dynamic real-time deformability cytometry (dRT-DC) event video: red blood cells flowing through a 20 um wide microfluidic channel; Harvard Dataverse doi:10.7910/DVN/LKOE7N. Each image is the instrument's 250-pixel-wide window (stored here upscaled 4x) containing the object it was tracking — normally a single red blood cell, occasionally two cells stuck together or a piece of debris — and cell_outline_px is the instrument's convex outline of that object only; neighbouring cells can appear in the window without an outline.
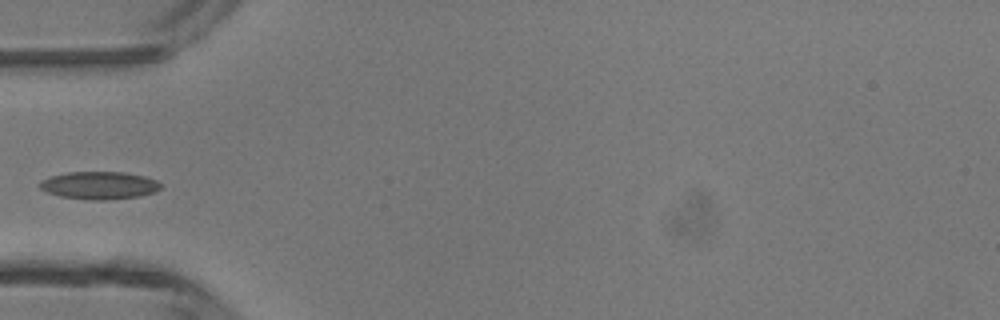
{"species": "common noctule bat (a hibernating species)", "species_latin": "Nyctalus noctula", "temperature_condition": "room temperature", "stored_images_in_passage": 4, "camera_frame_rate_fps": 3000, "um_per_image_px": 0.085, "animal": {"sex": "male", "body_mass_g": 13.3}, "frame": {"image": 1, "passage_image": 4, "time_ms": 3.667, "image_size_px": [1000, 320], "cell_outline_px": [[160, 188], [156, 192], [140, 196], [108, 200], [88, 200], [60, 196], [48, 192], [40, 188], [40, 180], [52, 176], [68, 172], [124, 172], [144, 176], [156, 180], [160, 184]], "centroid_in_image_um": [8.45, 15.76], "position_along_channel_um": 76.5, "area_um2": 19.48}}